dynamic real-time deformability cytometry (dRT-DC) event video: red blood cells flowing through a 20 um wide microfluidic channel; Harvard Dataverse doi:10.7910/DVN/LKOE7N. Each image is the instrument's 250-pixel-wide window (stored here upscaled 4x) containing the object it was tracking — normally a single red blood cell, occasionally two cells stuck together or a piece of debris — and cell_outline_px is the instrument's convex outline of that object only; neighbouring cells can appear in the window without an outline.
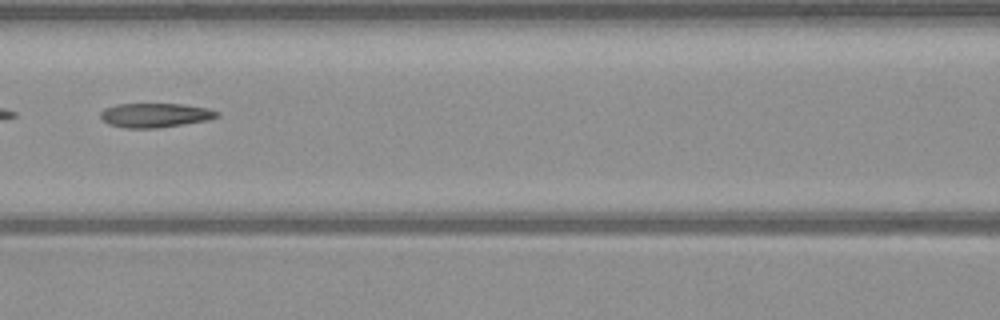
{"species": "common noctule bat (a hibernating species)", "species_latin": "Nyctalus noctula", "temperature_condition": "warm", "stored_images_in_passage": 50, "camera_frame_rate_fps": 3000, "um_per_image_px": 0.085, "animal": {"sex": "male", "body_mass_g": 23.1, "forearm_length_mm": 52.7}, "frame": {"image": 1, "passage_image": 22, "time_ms": 7.0, "image_size_px": [1000, 320], "cell_outline_px": [[220, 116], [208, 120], [184, 124], [156, 128], [124, 128], [108, 124], [100, 116], [100, 112], [104, 108], [116, 104], [184, 104], [208, 108], [220, 112]], "centroid_in_image_um": [13.2, 9.79], "position_along_channel_um": 153.4, "area_um2": 16.59}, "authors_computed_cell_mechanics": {"area_um2": 17.4556, "velocity_mm_per_s": 4.0645, "shape_relaxation_time_tau1_ms": null, "shape_relaxation_time_tau2_ms": 3.157, "deformation_change_tau1": null, "deformation_change_tau2": 0.1378}}